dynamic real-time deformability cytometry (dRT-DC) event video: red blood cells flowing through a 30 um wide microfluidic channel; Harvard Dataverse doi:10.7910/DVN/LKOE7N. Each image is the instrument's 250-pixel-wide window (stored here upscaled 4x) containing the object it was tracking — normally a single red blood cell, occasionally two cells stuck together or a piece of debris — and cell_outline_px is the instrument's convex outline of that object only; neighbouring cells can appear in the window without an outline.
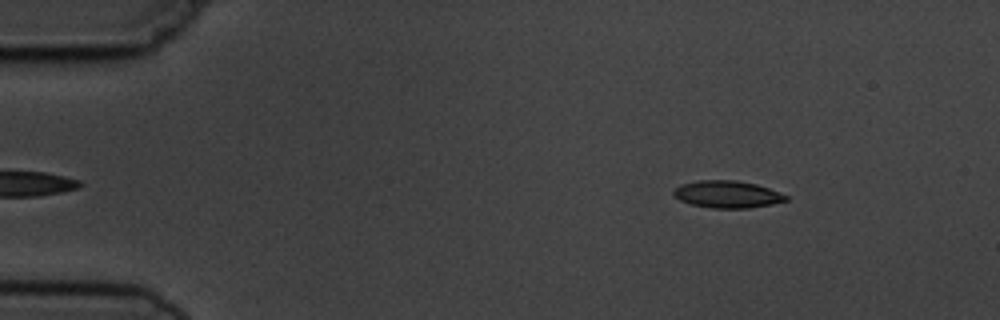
{"species": "common noctule bat (a hibernating species)", "species_latin": "Nyctalus noctula", "temperature_condition": "cold", "stored_images_in_passage": 5, "camera_frame_rate_fps": 3000, "um_per_image_px": 0.085, "animal": {"sex": "male", "body_mass_g": 19.5, "forearm_length_mm": 54.6}, "frame": {"image": 1, "passage_image": 1, "time_ms": 0.0, "image_size_px": [1000, 320], "cell_outline_px": [[788, 200], [772, 204], [748, 208], [712, 208], [692, 204], [680, 200], [672, 196], [672, 192], [680, 184], [700, 180], [736, 180], [756, 184], [768, 188], [788, 196]], "centroid_in_image_um": [61.79, 16.51], "position_along_channel_um": 23.2, "area_um2": 17.74}}
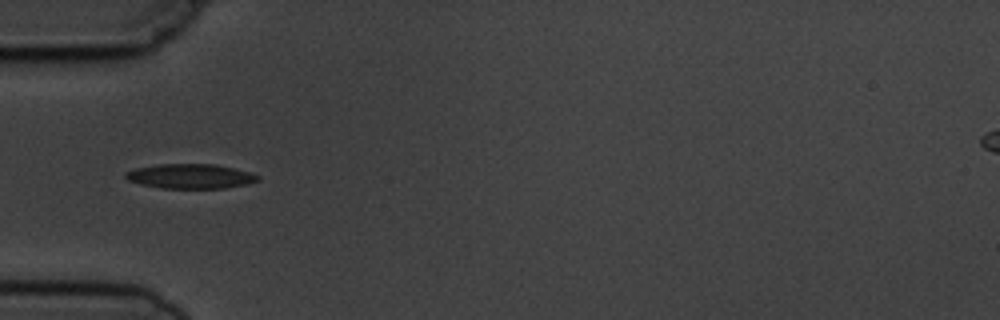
{"frame": {"image": 2, "passage_image": 4, "time_ms": 3.333, "image_size_px": [1000, 320], "cell_outline_px": [[260, 180], [244, 184], [224, 188], [160, 188], [140, 184], [128, 180], [124, 176], [124, 172], [136, 168], [160, 164], [216, 164], [248, 172], [260, 176]], "centroid_in_image_um": [16.14, 14.98], "position_along_channel_um": 68.9, "area_um2": 18.84}}
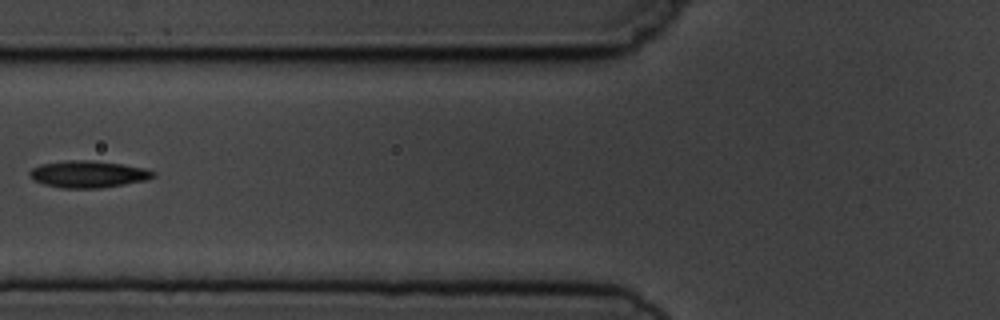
{"frame": {"image": 3, "passage_image": 5, "time_ms": 4.667, "image_size_px": [1000, 320], "cell_outline_px": [[156, 176], [148, 180], [100, 188], [60, 188], [44, 184], [32, 180], [28, 176], [28, 172], [32, 168], [40, 164], [64, 160], [96, 160], [144, 168], [156, 172]], "centroid_in_image_um": [7.47, 14.8], "position_along_channel_um": 118.3, "area_um2": 19.65}}